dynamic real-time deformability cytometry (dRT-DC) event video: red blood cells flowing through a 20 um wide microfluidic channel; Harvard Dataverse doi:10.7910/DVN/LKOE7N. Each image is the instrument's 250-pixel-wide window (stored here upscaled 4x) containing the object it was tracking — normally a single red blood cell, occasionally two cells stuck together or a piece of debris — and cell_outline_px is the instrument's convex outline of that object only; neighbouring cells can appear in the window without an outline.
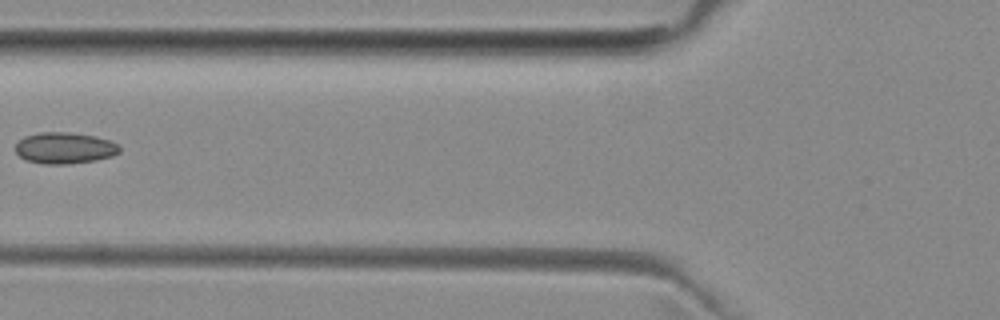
{"species": "common noctule bat (a hibernating species)", "species_latin": "Nyctalus noctula", "temperature_condition": "room temperature", "stored_images_in_passage": 7, "camera_frame_rate_fps": 3000, "um_per_image_px": 0.085, "animal": {"sex": "female", "body_mass_g": 29.2, "forearm_length_mm": 56.3}, "frame": {"image": 1, "passage_image": 6, "time_ms": 6.0, "image_size_px": [1000, 320], "cell_outline_px": [[120, 152], [112, 156], [96, 160], [68, 164], [44, 164], [28, 160], [20, 156], [16, 152], [16, 144], [24, 136], [40, 132], [68, 132], [96, 136], [112, 140], [120, 144]], "centroid_in_image_um": [5.55, 12.57], "position_along_channel_um": 120.3, "area_um2": 19.13}}
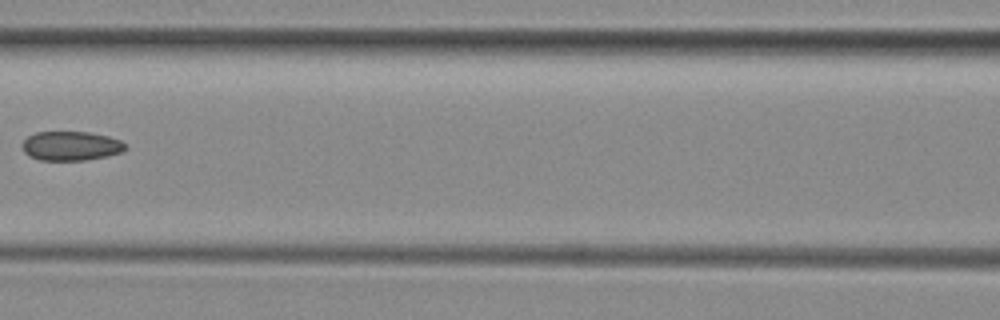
{"frame": {"image": 2, "passage_image": 7, "time_ms": 7.0, "image_size_px": [1000, 320], "cell_outline_px": [[128, 148], [120, 152], [108, 156], [84, 160], [40, 160], [28, 156], [24, 152], [20, 144], [28, 136], [36, 132], [88, 132], [108, 136], [120, 140], [128, 144]], "centroid_in_image_um": [6.03, 12.4], "position_along_channel_um": 160.6, "area_um2": 17.74}}